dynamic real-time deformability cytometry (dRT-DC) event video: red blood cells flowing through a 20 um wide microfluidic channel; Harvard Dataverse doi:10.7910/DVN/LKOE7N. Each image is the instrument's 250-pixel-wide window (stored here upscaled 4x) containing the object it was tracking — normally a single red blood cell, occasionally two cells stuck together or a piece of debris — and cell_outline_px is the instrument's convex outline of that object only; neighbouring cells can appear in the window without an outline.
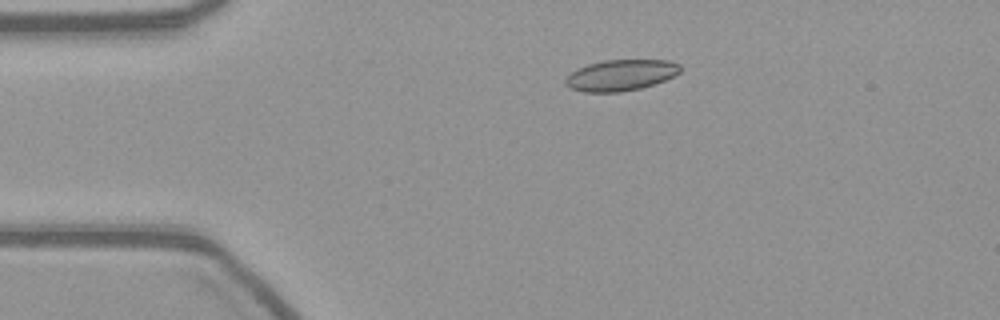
{"species": "common noctule bat (a hibernating species)", "species_latin": "Nyctalus noctula", "temperature_condition": "warm", "stored_images_in_passage": 55, "camera_frame_rate_fps": 3000, "um_per_image_px": 0.085, "animal": {"sex": "female", "body_mass_g": 21.9}, "frame": {"image": 1, "passage_image": 11, "time_ms": 3.333, "image_size_px": [1000, 320], "cell_outline_px": [[680, 72], [664, 80], [640, 88], [620, 92], [584, 92], [568, 88], [564, 84], [564, 80], [572, 72], [588, 64], [604, 60], [668, 60], [680, 64]], "centroid_in_image_um": [52.73, 6.39], "position_along_channel_um": 32.3, "area_um2": 20.63}}
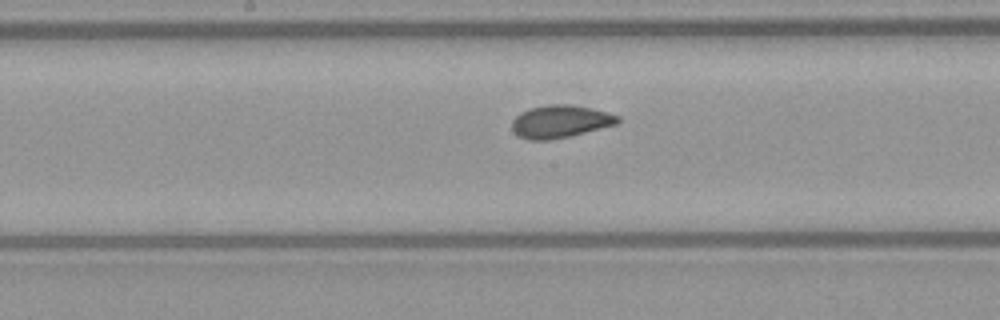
{"frame": {"image": 2, "passage_image": 28, "time_ms": 9.0, "image_size_px": [1000, 320], "cell_outline_px": [[620, 120], [616, 124], [572, 136], [548, 140], [528, 140], [512, 132], [512, 120], [520, 112], [528, 108], [548, 104], [572, 104], [608, 112], [620, 116]], "centroid_in_image_um": [47.6, 10.32], "position_along_channel_um": 200.6, "area_um2": 20.35}}
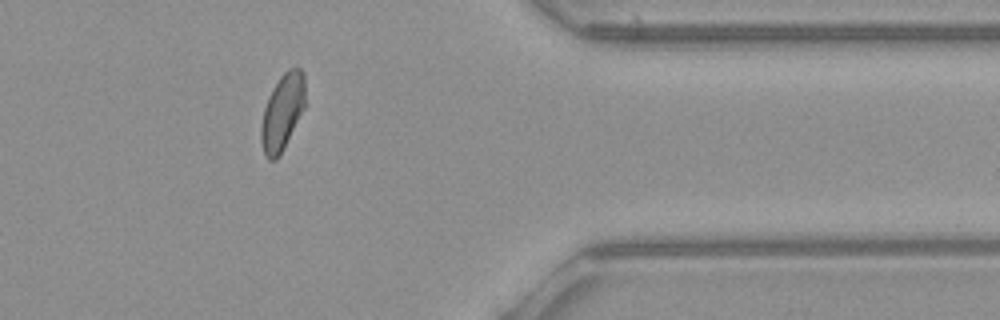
{"frame": {"image": 3, "passage_image": 45, "time_ms": 14.667, "image_size_px": [1000, 320], "cell_outline_px": [[308, 104], [284, 148], [276, 160], [268, 160], [264, 152], [260, 140], [260, 128], [264, 108], [268, 96], [272, 88], [280, 76], [288, 68], [300, 68], [304, 72]], "centroid_in_image_um": [24.05, 9.49], "position_along_channel_um": 387.3, "area_um2": 20.35}}